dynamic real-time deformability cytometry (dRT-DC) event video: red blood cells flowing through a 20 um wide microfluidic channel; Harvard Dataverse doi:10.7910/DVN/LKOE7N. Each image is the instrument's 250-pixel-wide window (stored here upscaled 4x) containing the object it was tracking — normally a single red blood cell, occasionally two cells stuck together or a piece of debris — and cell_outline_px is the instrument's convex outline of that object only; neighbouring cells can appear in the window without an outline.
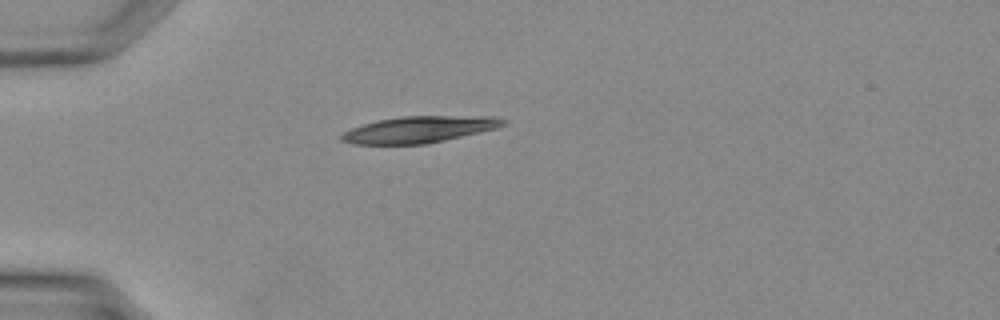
{"species": "Egyptian fruit bat (a non-hibernating species)", "species_latin": "Rousettus aegyptiacus", "temperature_condition": "warm", "stored_images_in_passage": 25, "camera_frame_rate_fps": 3000, "um_per_image_px": 0.085, "animal": {"sex": "female"}, "frame": {"image": 1, "passage_image": 1, "time_ms": 0.0, "image_size_px": [1000, 320], "cell_outline_px": [[508, 120], [504, 124], [496, 128], [444, 140], [424, 144], [352, 144], [340, 140], [340, 136], [344, 132], [352, 128], [364, 124], [380, 120], [404, 116], [492, 116]], "centroid_in_image_um": [35.62, 11.0], "position_along_channel_um": 49.4, "area_um2": 24.62}}
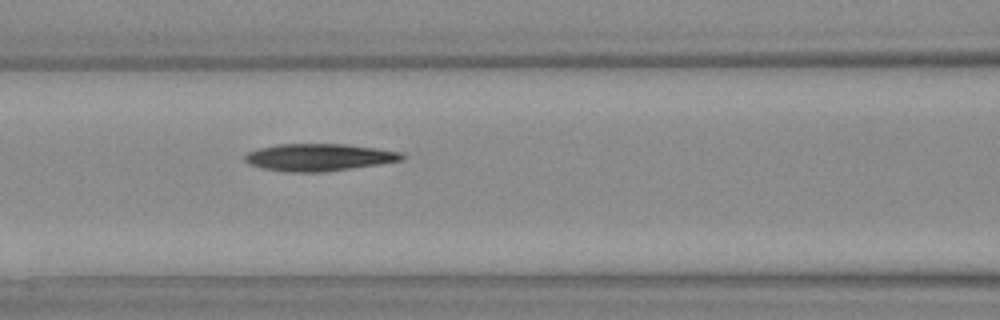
{"frame": {"image": 2, "passage_image": 7, "time_ms": 2.0, "image_size_px": [1000, 320], "cell_outline_px": [[404, 160], [320, 172], [288, 172], [264, 168], [248, 164], [244, 160], [244, 156], [248, 152], [260, 148], [276, 144], [348, 144], [376, 148], [400, 152], [404, 156]], "centroid_in_image_um": [27.07, 13.36], "position_along_channel_um": 139.5, "area_um2": 24.62}}
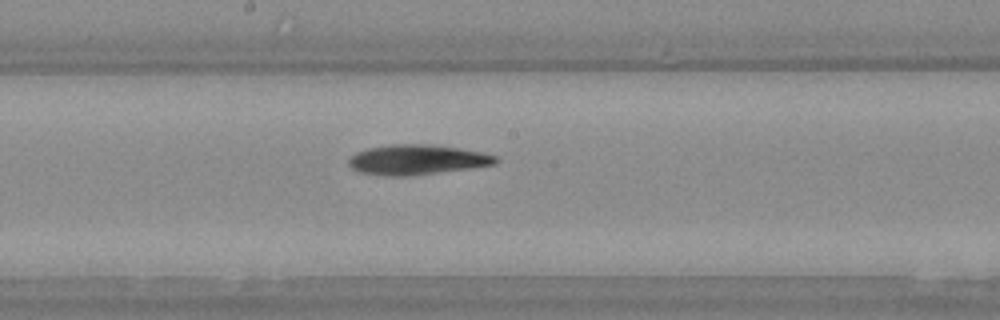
{"frame": {"image": 3, "passage_image": 11, "time_ms": 3.333, "image_size_px": [1000, 320], "cell_outline_px": [[496, 164], [468, 168], [408, 176], [384, 176], [360, 172], [352, 168], [348, 164], [348, 160], [356, 152], [368, 148], [392, 144], [428, 144], [456, 148], [480, 152], [496, 156]], "centroid_in_image_um": [35.38, 13.58], "position_along_channel_um": 212.8, "area_um2": 25.32}}